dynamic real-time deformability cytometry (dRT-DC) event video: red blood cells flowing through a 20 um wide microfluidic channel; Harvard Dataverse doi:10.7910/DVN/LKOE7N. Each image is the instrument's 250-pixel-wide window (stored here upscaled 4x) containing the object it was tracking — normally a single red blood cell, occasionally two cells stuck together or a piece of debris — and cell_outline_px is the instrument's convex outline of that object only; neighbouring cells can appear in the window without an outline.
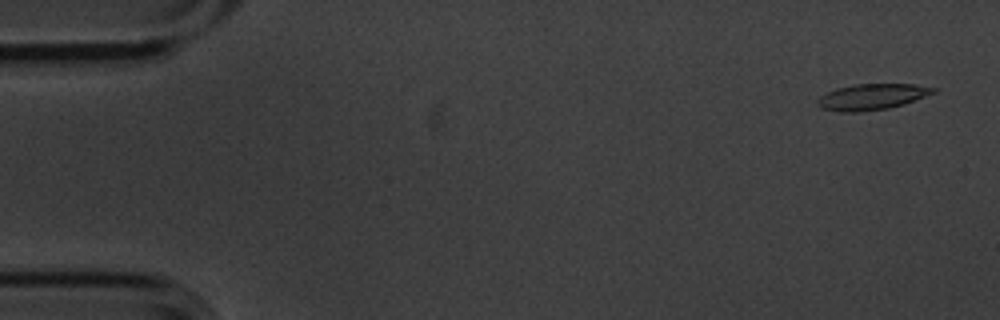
{"species": "common noctule bat (a hibernating species)", "species_latin": "Nyctalus noctula", "temperature_condition": "cold", "stored_images_in_passage": 6, "camera_frame_rate_fps": 3000, "um_per_image_px": 0.085, "animal": {"sex": "male", "body_mass_g": 20.1, "forearm_length_mm": 53.5}, "frame": {"image": 1, "passage_image": 1, "time_ms": 0.0, "image_size_px": [1000, 320], "cell_outline_px": [[936, 92], [904, 104], [888, 108], [860, 112], [840, 112], [820, 108], [816, 104], [816, 100], [820, 96], [836, 88], [852, 84], [912, 84], [936, 88]], "centroid_in_image_um": [74.06, 8.23], "position_along_channel_um": 10.9, "area_um2": 17.57}}
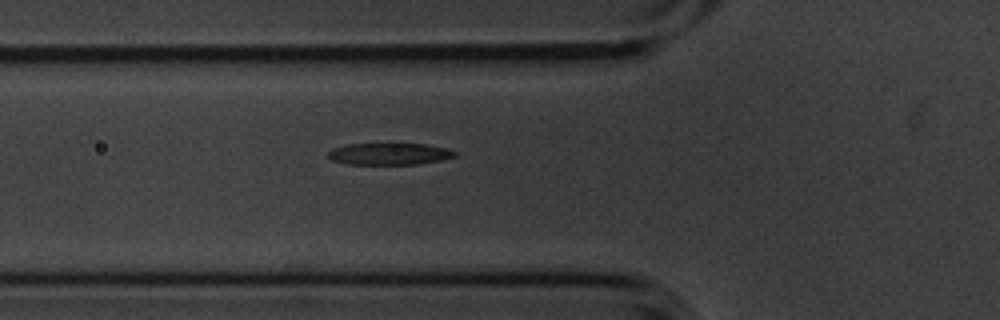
{"frame": {"image": 2, "passage_image": 6, "time_ms": 1.667, "image_size_px": [1000, 320], "cell_outline_px": [[456, 156], [440, 160], [416, 164], [348, 164], [332, 160], [328, 156], [328, 152], [332, 148], [344, 144], [424, 144], [444, 148], [456, 152]], "centroid_in_image_um": [33.04, 13.08], "position_along_channel_um": 92.8, "area_um2": 15.9}}